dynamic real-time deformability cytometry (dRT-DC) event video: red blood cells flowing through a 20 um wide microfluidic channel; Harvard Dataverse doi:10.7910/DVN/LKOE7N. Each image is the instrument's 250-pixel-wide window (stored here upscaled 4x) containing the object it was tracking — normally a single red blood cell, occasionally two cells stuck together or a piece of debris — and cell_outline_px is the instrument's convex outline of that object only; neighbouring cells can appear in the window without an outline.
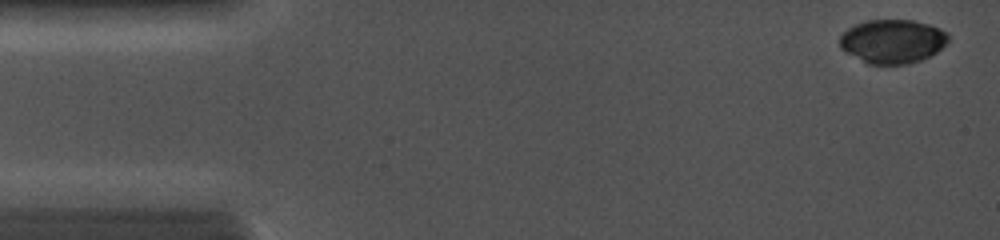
{"species": "common noctule bat (a hibernating species)", "species_latin": "Nyctalus noctula", "temperature_condition": "cold", "stored_images_in_passage": 5, "camera_frame_rate_fps": 5000, "um_per_image_px": 0.085, "animal": {"sex": "female", "body_mass_g": 19.0, "forearm_length_mm": 56.7}, "frame": {"image": 1, "passage_image": 1, "time_ms": 0.0, "image_size_px": [1000, 240], "cell_outline_px": [[948, 40], [936, 52], [920, 60], [908, 64], [868, 64], [844, 52], [840, 48], [840, 36], [848, 28], [856, 24], [868, 20], [912, 20], [928, 24], [940, 28], [948, 36]], "centroid_in_image_um": [75.82, 3.51], "position_along_channel_um": 9.2, "area_um2": 27.57}}